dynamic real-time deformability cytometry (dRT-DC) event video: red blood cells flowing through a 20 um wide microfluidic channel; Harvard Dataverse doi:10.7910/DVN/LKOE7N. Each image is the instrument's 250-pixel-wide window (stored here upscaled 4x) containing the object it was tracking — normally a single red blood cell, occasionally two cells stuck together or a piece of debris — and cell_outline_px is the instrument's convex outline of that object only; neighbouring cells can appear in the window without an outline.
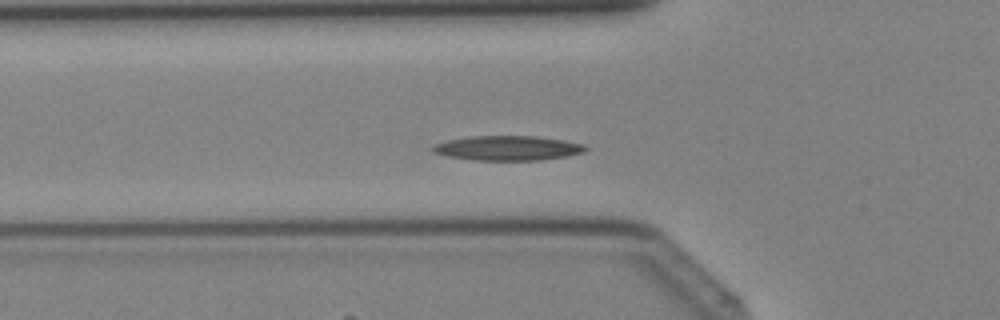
{"species": "Egyptian fruit bat (a non-hibernating species)", "species_latin": "Rousettus aegyptiacus", "temperature_condition": "cold", "stored_images_in_passage": 34, "camera_frame_rate_fps": 3000, "um_per_image_px": 0.085, "animal": {"sex": "female"}, "frame": {"image": 1, "passage_image": 12, "time_ms": 3.667, "image_size_px": [1000, 320], "cell_outline_px": [[588, 148], [584, 152], [568, 156], [540, 160], [472, 160], [448, 156], [432, 152], [428, 148], [432, 144], [448, 140], [468, 136], [536, 136], [564, 140], [584, 144]], "centroid_in_image_um": [43.12, 12.58], "position_along_channel_um": 82.7, "area_um2": 22.2}}
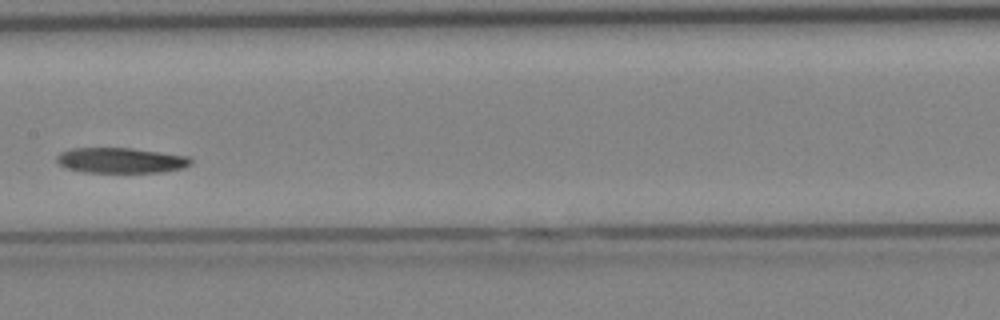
{"frame": {"image": 2, "passage_image": 19, "time_ms": 6.0, "image_size_px": [1000, 320], "cell_outline_px": [[192, 164], [184, 168], [164, 172], [84, 172], [64, 168], [56, 160], [56, 156], [60, 152], [72, 148], [132, 148], [188, 156], [192, 160]], "centroid_in_image_um": [10.27, 13.63], "position_along_channel_um": 197.1, "area_um2": 19.94}}
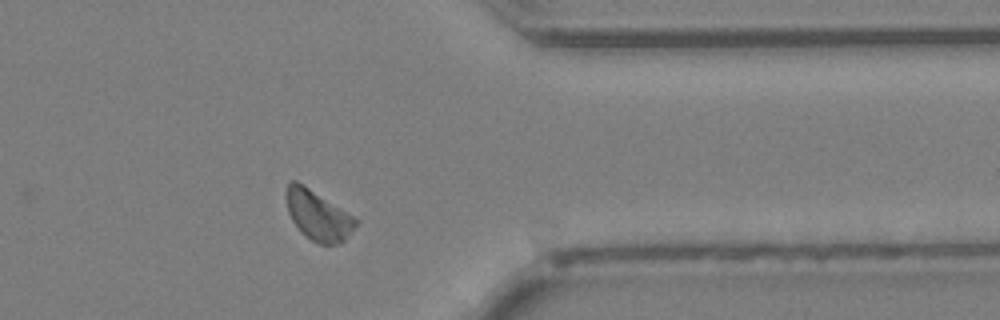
{"frame": {"image": 3, "passage_image": 31, "time_ms": 10.0, "image_size_px": [1000, 320], "cell_outline_px": [[360, 220], [344, 240], [336, 244], [320, 244], [304, 236], [292, 220], [288, 212], [284, 196], [284, 192], [288, 184], [292, 180], [296, 180], [304, 184]], "centroid_in_image_um": [26.99, 18.27], "position_along_channel_um": 384.4, "area_um2": 20.29}}